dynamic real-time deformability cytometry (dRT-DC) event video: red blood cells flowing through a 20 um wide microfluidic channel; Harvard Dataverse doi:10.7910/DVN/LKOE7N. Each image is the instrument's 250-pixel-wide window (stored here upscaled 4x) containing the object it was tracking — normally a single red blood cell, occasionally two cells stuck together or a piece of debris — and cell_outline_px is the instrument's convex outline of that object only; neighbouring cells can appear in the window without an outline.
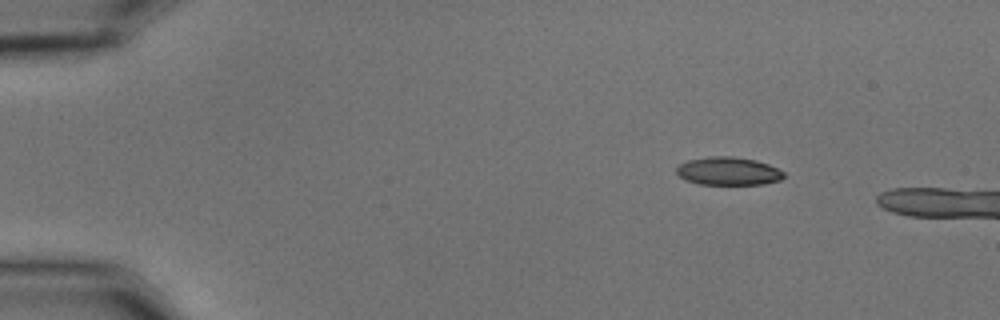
{"species": "common noctule bat (a hibernating species)", "species_latin": "Nyctalus noctula", "temperature_condition": "cold", "stored_images_in_passage": 44, "camera_frame_rate_fps": 3000, "um_per_image_px": 0.085, "animal": {"sex": "male", "body_mass_g": 15.6}, "frame": {"image": 1, "passage_image": 1, "time_ms": 0.0, "image_size_px": [1000, 320], "cell_outline_px": [[784, 176], [780, 180], [764, 184], [700, 184], [688, 180], [680, 176], [676, 172], [676, 168], [680, 164], [688, 160], [712, 156], [732, 156], [756, 160], [768, 164], [784, 172]], "centroid_in_image_um": [61.92, 14.54], "position_along_channel_um": 23.1, "area_um2": 17.4}}
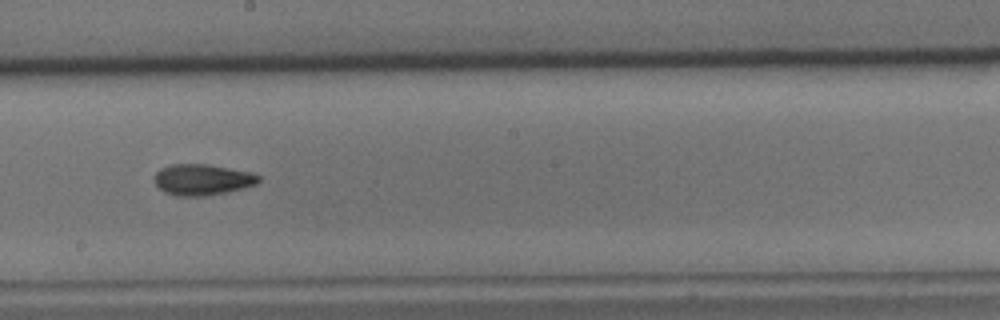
{"frame": {"image": 2, "passage_image": 25, "time_ms": 8.0, "image_size_px": [1000, 320], "cell_outline_px": [[260, 180], [256, 184], [244, 188], [228, 192], [208, 196], [176, 196], [164, 192], [156, 184], [156, 172], [160, 168], [172, 164], [208, 164], [252, 172], [260, 176]], "centroid_in_image_um": [17.23, 15.27], "position_along_channel_um": 231.0, "area_um2": 18.96}}
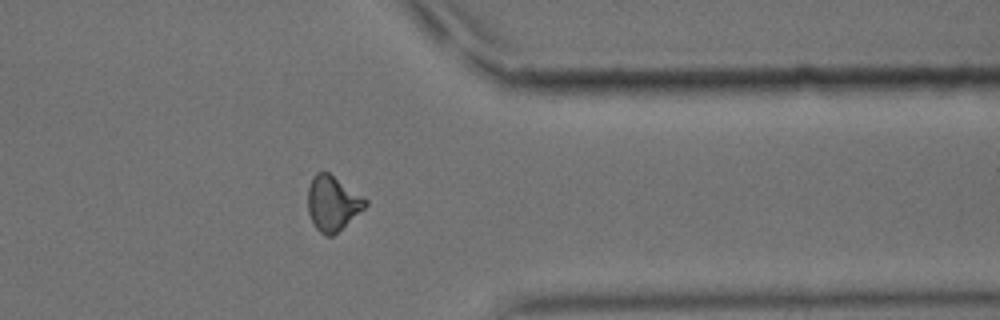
{"frame": {"image": 3, "passage_image": 38, "time_ms": 12.333, "image_size_px": [1000, 320], "cell_outline_px": [[368, 204], [364, 208], [332, 236], [328, 236], [320, 232], [316, 228], [308, 212], [308, 184], [312, 176], [316, 172], [328, 172], [368, 200]], "centroid_in_image_um": [28.24, 17.25], "position_along_channel_um": 383.2, "area_um2": 18.09}}